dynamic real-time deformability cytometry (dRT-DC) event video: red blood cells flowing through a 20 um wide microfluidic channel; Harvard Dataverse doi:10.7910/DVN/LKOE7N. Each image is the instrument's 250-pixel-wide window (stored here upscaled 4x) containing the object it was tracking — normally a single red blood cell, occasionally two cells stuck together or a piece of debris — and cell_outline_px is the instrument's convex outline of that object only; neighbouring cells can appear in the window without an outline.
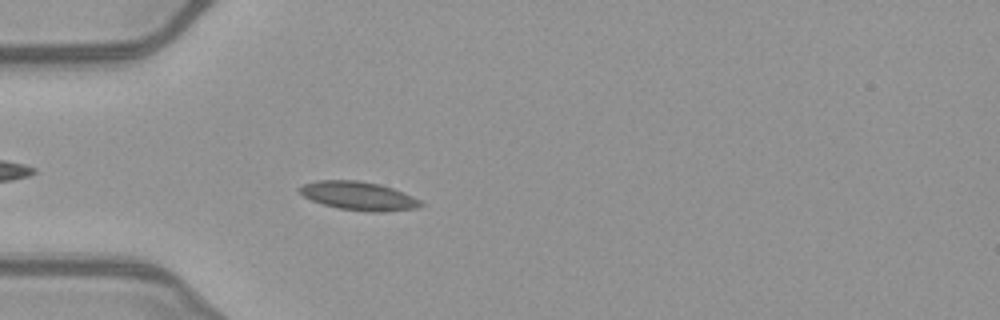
{"species": "common noctule bat (a hibernating species)", "species_latin": "Nyctalus noctula", "temperature_condition": "warm", "stored_images_in_passage": 51, "camera_frame_rate_fps": 3000, "um_per_image_px": 0.085, "animal": {"sex": "female", "body_mass_g": 21.9}, "frame": {"image": 1, "passage_image": 15, "time_ms": 4.667, "image_size_px": [1000, 320], "cell_outline_px": [[424, 204], [416, 208], [380, 212], [368, 212], [336, 208], [312, 200], [304, 196], [296, 188], [304, 184], [320, 180], [356, 180], [380, 184], [392, 188], [412, 196], [420, 200]], "centroid_in_image_um": [30.47, 16.65], "position_along_channel_um": 54.5, "area_um2": 20.06}}
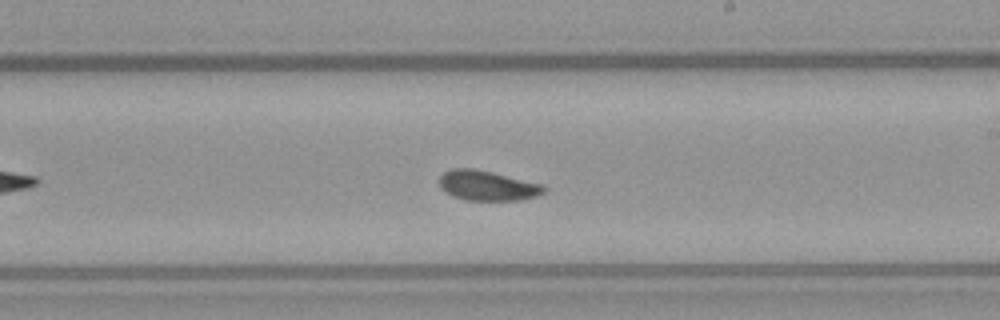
{"frame": {"image": 2, "passage_image": 30, "time_ms": 9.667, "image_size_px": [1000, 320], "cell_outline_px": [[548, 188], [544, 192], [536, 196], [520, 200], [464, 200], [452, 196], [440, 188], [440, 176], [444, 172], [452, 168], [472, 168], [492, 172], [544, 184]], "centroid_in_image_um": [41.44, 15.78], "position_along_channel_um": 247.6, "area_um2": 18.38}}
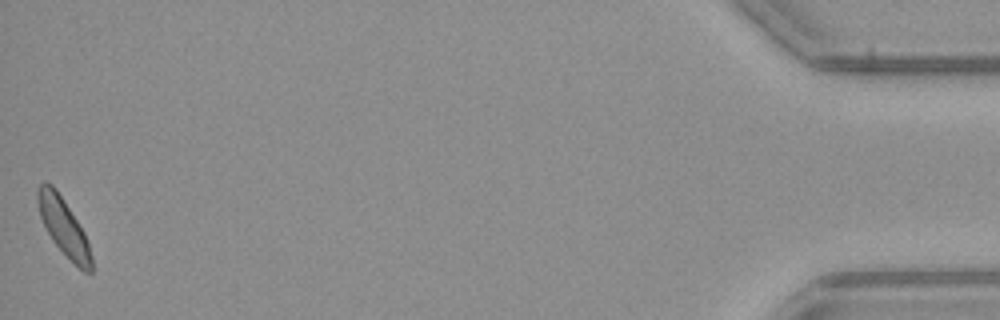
{"frame": {"image": 3, "passage_image": 51, "time_ms": 16.667, "image_size_px": [1000, 320], "cell_outline_px": [[92, 272], [84, 272], [52, 240], [40, 216], [36, 200], [36, 188], [44, 180], [52, 184], [56, 188], [84, 232], [92, 256]], "centroid_in_image_um": [5.37, 19.21], "position_along_channel_um": 429.8, "area_um2": 17.57}, "authors_computed_cell_mechanics": {"area_um2": 18.1492, "velocity_mm_per_s": 4.0123, "shape_relaxation_time_tau1_ms": 5.9601, "shape_relaxation_time_tau2_ms": 2.516, "deformation_change_tau1": 0.1423, "deformation_change_tau2": 0.0619}}